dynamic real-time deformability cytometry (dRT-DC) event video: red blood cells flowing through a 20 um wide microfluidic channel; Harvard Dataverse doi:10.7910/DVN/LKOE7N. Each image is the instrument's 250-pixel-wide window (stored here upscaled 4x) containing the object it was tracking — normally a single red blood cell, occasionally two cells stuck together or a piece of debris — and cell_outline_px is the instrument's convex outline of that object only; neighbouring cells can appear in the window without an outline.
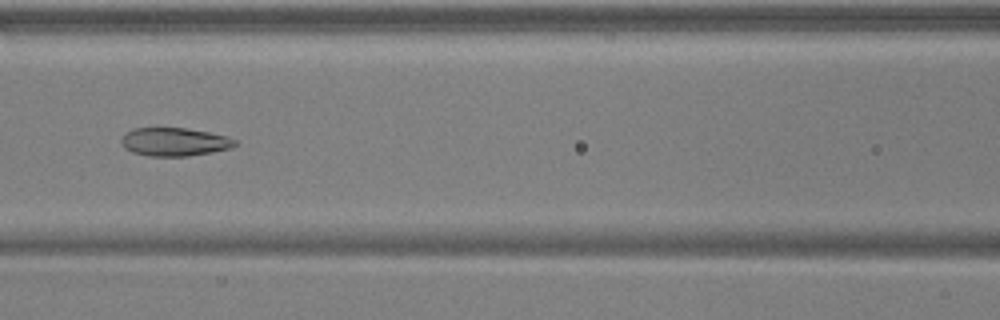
{"species": "common noctule bat (a hibernating species)", "species_latin": "Nyctalus noctula", "temperature_condition": "warm", "stored_images_in_passage": 8, "camera_frame_rate_fps": 3000, "um_per_image_px": 0.085, "animal": {"sex": "male", "body_mass_g": 17.9, "forearm_length_mm": 54.2}, "frame": {"image": 1, "passage_image": 7, "time_ms": 2.0, "image_size_px": [1000, 320], "cell_outline_px": [[236, 144], [232, 148], [212, 152], [188, 156], [148, 156], [132, 152], [124, 148], [120, 140], [132, 128], [184, 128], [208, 132], [228, 136], [236, 140]], "centroid_in_image_um": [14.84, 12.06], "position_along_channel_um": 151.8, "area_um2": 18.73}}
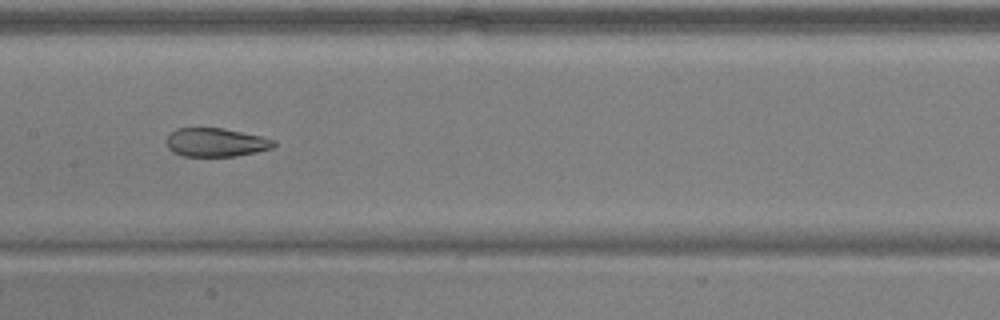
{"frame": {"image": 2, "passage_image": 8, "time_ms": 2.333, "image_size_px": [1000, 320], "cell_outline_px": [[276, 144], [272, 148], [256, 152], [236, 156], [184, 156], [172, 152], [168, 148], [168, 136], [176, 128], [220, 128], [260, 136], [276, 140]], "centroid_in_image_um": [18.36, 12.11], "position_along_channel_um": 189.0, "area_um2": 17.69}}